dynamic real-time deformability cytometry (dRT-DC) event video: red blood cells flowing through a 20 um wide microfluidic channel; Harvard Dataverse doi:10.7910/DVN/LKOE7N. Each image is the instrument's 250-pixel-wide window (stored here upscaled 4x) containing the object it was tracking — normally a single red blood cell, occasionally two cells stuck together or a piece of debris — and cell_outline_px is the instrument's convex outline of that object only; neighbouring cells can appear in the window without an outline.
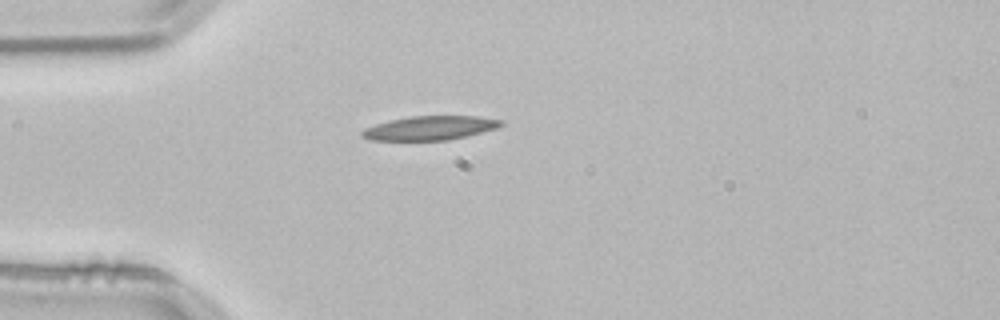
{"species": "common noctule bat (a hibernating species)", "species_latin": "Nyctalus noctula", "temperature_condition": "room temperature", "stored_images_in_passage": 34, "camera_frame_rate_fps": 3000, "um_per_image_px": 0.085, "animal": {"sex": "male", "body_mass_g": 21.5, "forearm_length_mm": 52.0}, "frame": {"image": 1, "passage_image": 1, "time_ms": 0.0, "image_size_px": [1000, 320], "cell_outline_px": [[504, 124], [496, 128], [448, 140], [372, 140], [360, 136], [360, 132], [364, 128], [388, 120], [412, 116], [476, 116], [504, 120]], "centroid_in_image_um": [36.51, 10.87], "position_along_channel_um": 48.5, "area_um2": 19.36}}
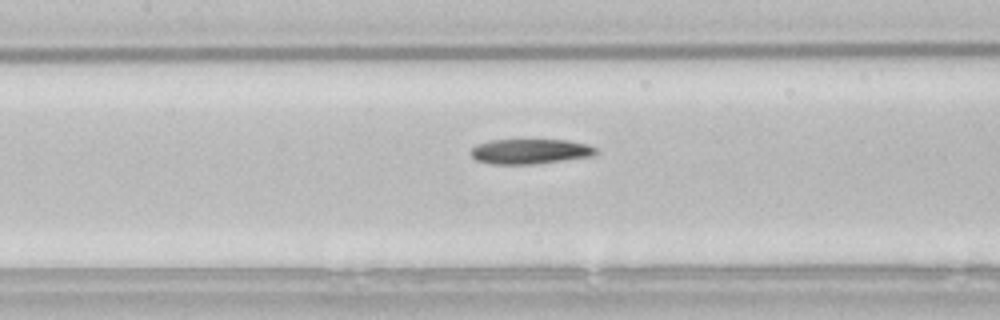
{"frame": {"image": 2, "passage_image": 11, "time_ms": 3.333, "image_size_px": [1000, 320], "cell_outline_px": [[596, 152], [592, 156], [536, 164], [492, 164], [476, 160], [472, 156], [472, 148], [476, 144], [488, 140], [568, 140], [588, 144], [596, 148]], "centroid_in_image_um": [45.05, 12.87], "position_along_channel_um": 162.3, "area_um2": 18.21}}
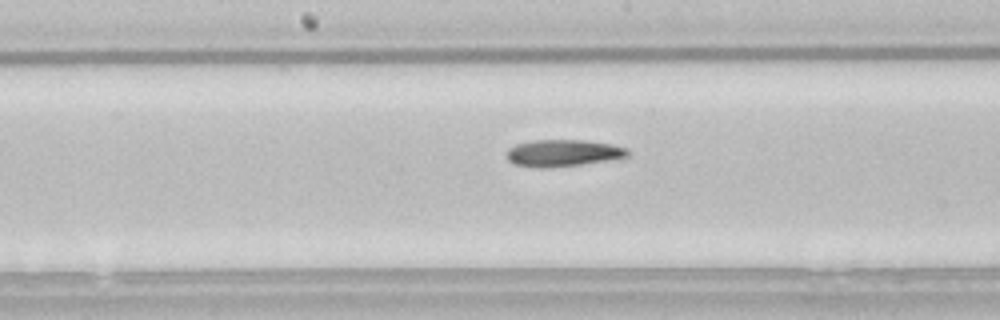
{"frame": {"image": 3, "passage_image": 14, "time_ms": 4.333, "image_size_px": [1000, 320], "cell_outline_px": [[628, 156], [608, 160], [580, 164], [548, 168], [536, 168], [516, 164], [508, 160], [508, 148], [516, 144], [532, 140], [584, 140], [612, 144], [628, 148]], "centroid_in_image_um": [47.85, 13.0], "position_along_channel_um": 200.3, "area_um2": 18.84}}